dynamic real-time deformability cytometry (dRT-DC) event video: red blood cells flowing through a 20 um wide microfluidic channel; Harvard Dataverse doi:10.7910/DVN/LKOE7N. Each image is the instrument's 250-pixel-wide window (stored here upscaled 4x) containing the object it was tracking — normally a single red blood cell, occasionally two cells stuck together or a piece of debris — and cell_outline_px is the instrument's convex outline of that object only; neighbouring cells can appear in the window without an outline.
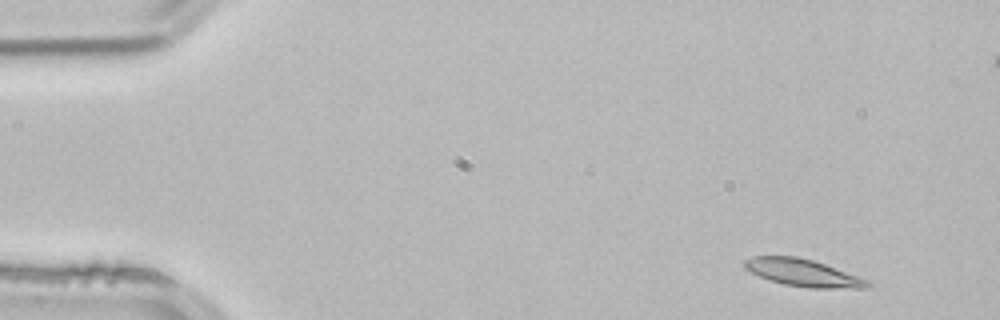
{"species": "common noctule bat (a hibernating species)", "species_latin": "Nyctalus noctula", "temperature_condition": "room temperature", "stored_images_in_passage": 4, "camera_frame_rate_fps": 3000, "um_per_image_px": 0.085, "animal": {"sex": "male", "body_mass_g": 21.5, "forearm_length_mm": 52.0}, "frame": {"image": 1, "passage_image": 1, "time_ms": 0.0, "image_size_px": [1000, 320], "cell_outline_px": [[872, 284], [864, 288], [808, 288], [784, 284], [760, 276], [744, 268], [744, 260], [752, 256], [796, 256], [812, 260], [872, 280]], "centroid_in_image_um": [68.3, 23.19], "position_along_channel_um": 16.7, "area_um2": 19.48}}
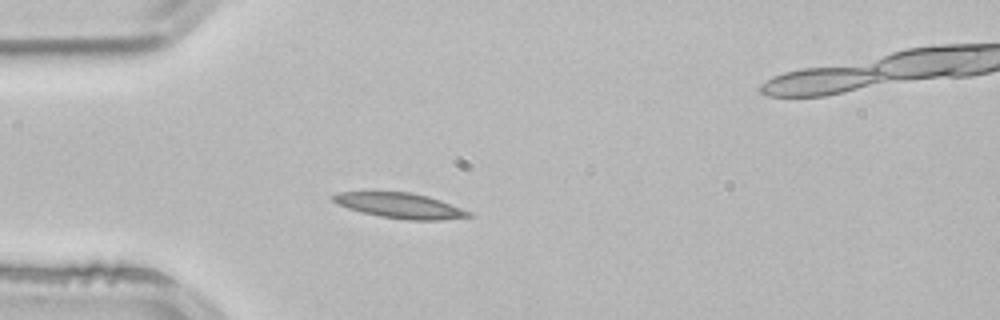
{"frame": {"image": 2, "passage_image": 3, "time_ms": 0.667, "image_size_px": [1000, 320], "cell_outline_px": [[472, 216], [440, 220], [408, 220], [380, 216], [360, 212], [336, 204], [332, 200], [332, 196], [336, 192], [408, 192], [428, 196], [440, 200], [472, 212]], "centroid_in_image_um": [33.98, 17.48], "position_along_channel_um": 51.0, "area_um2": 19.88}}